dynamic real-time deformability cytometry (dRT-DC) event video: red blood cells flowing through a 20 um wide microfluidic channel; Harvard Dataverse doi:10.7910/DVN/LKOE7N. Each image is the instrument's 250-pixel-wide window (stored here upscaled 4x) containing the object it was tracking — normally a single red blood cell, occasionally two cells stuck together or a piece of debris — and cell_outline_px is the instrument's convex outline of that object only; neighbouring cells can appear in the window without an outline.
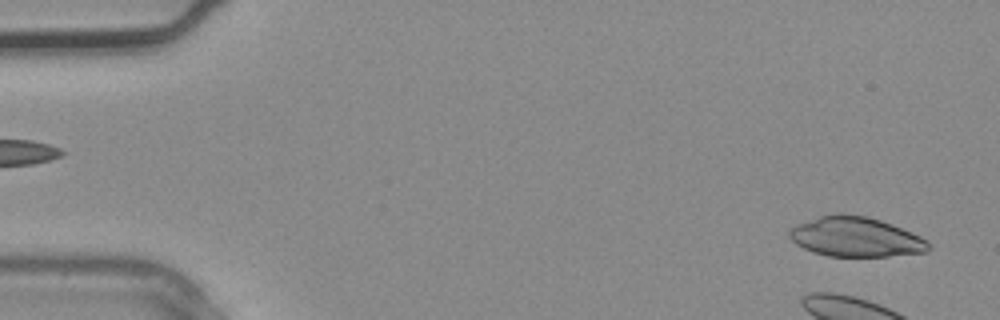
{"species": "common noctule bat (a hibernating species)", "species_latin": "Nyctalus noctula", "temperature_condition": "warm", "stored_images_in_passage": 4, "segment_of_instrument_passage": [2, 2], "camera_frame_rate_fps": 3000, "um_per_image_px": 0.085, "animal": {"sex": "male", "body_mass_g": 20.4}, "frame": {"image": 1, "passage_image": 4, "time_ms": 1.0, "image_size_px": [1000, 320], "cell_outline_px": [[932, 248], [928, 252], [888, 256], [828, 256], [812, 252], [796, 244], [788, 236], [788, 232], [796, 224], [820, 216], [840, 212], [868, 216], [892, 224], [920, 236], [928, 240]], "centroid_in_image_um": [72.75, 20.13], "position_along_channel_um": 12.3, "area_um2": 32.48}}